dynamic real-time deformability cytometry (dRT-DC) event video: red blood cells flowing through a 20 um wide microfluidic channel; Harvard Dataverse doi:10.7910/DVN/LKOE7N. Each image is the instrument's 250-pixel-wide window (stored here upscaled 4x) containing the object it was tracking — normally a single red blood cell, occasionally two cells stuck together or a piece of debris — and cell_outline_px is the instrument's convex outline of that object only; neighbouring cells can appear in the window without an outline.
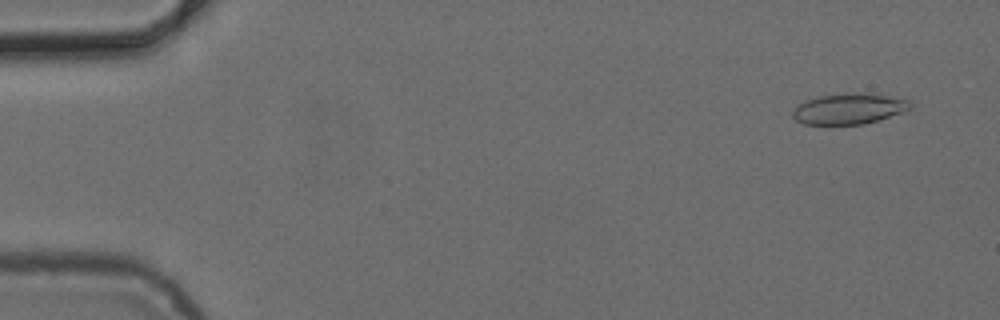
{"species": "common noctule bat (a hibernating species)", "species_latin": "Nyctalus noctula", "temperature_condition": "cold", "stored_images_in_passage": 8, "camera_frame_rate_fps": 3000, "um_per_image_px": 0.085, "animal": {"sex": "female", "body_mass_g": 24.6, "forearm_length_mm": 56.2}, "frame": {"image": 1, "passage_image": 1, "time_ms": 0.0, "image_size_px": [1000, 320], "cell_outline_px": [[912, 108], [904, 112], [864, 124], [804, 124], [796, 120], [792, 116], [792, 112], [804, 100], [816, 96], [844, 92], [864, 92], [908, 100], [912, 104]], "centroid_in_image_um": [72.16, 9.22], "position_along_channel_um": 12.8, "area_um2": 21.21}}
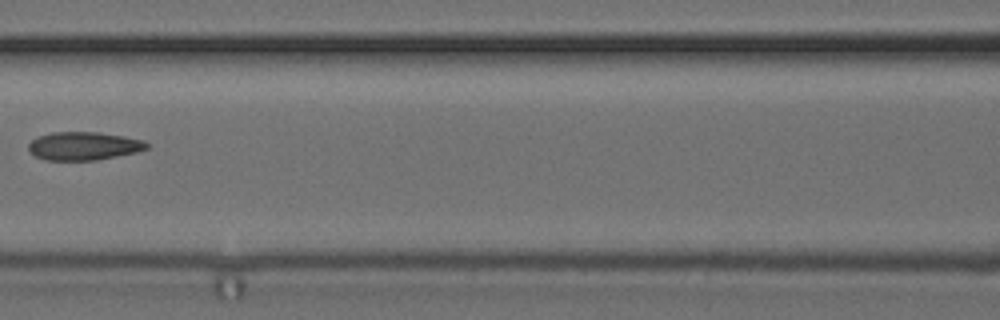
{"frame": {"image": 2, "passage_image": 7, "time_ms": 7.0, "image_size_px": [1000, 320], "cell_outline_px": [[148, 148], [136, 152], [96, 160], [44, 160], [36, 156], [28, 148], [28, 144], [32, 140], [40, 136], [52, 132], [100, 132], [124, 136], [144, 140], [148, 144]], "centroid_in_image_um": [7.13, 12.4], "position_along_channel_um": 159.5, "area_um2": 19.36}}
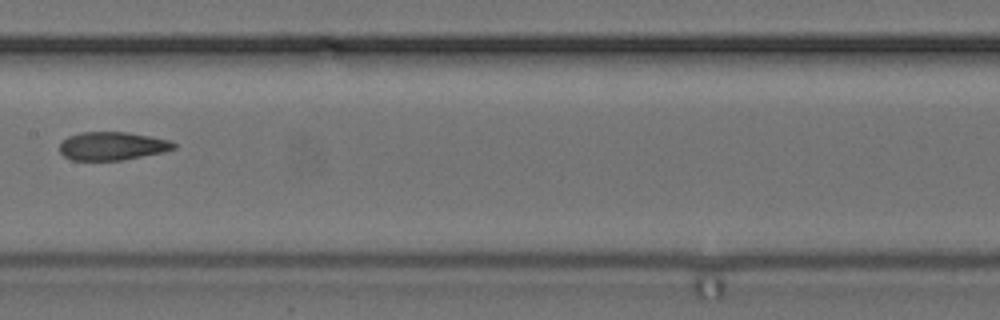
{"frame": {"image": 3, "passage_image": 8, "time_ms": 8.0, "image_size_px": [1000, 320], "cell_outline_px": [[176, 148], [164, 152], [124, 160], [72, 160], [64, 156], [60, 152], [60, 144], [68, 136], [80, 132], [128, 132], [152, 136], [172, 140], [176, 144]], "centroid_in_image_um": [9.59, 12.41], "position_along_channel_um": 197.8, "area_um2": 19.02}}